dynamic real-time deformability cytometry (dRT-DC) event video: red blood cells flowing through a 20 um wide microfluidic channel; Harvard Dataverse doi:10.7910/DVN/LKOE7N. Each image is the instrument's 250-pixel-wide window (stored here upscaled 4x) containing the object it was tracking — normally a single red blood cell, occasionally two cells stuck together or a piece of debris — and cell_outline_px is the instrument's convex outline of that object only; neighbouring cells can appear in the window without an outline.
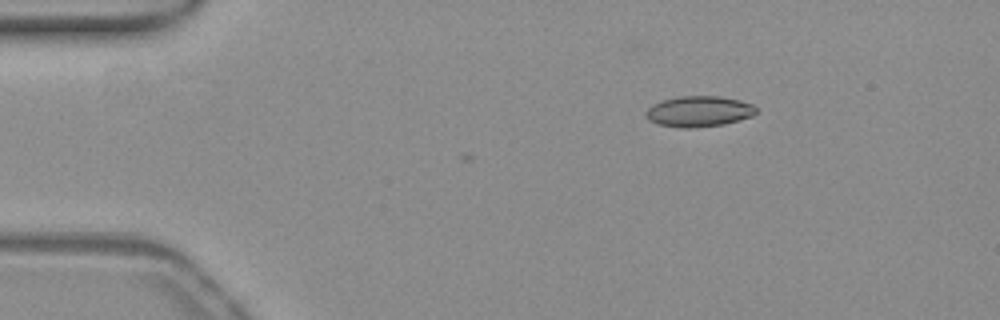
{"species": "common noctule bat (a hibernating species)", "species_latin": "Nyctalus noctula", "temperature_condition": "warm", "stored_images_in_passage": 3, "camera_frame_rate_fps": 3000, "um_per_image_px": 0.085, "animal": {"sex": "female", "body_mass_g": 19.3, "forearm_length_mm": 54.1}, "frame": {"image": 1, "passage_image": 3, "time_ms": 0.667, "image_size_px": [1000, 320], "cell_outline_px": [[756, 112], [752, 116], [740, 120], [724, 124], [688, 128], [680, 128], [656, 124], [648, 120], [644, 112], [652, 104], [664, 100], [680, 96], [720, 96], [740, 100], [752, 104], [756, 108]], "centroid_in_image_um": [59.38, 9.47], "position_along_channel_um": 25.6, "area_um2": 19.83}}